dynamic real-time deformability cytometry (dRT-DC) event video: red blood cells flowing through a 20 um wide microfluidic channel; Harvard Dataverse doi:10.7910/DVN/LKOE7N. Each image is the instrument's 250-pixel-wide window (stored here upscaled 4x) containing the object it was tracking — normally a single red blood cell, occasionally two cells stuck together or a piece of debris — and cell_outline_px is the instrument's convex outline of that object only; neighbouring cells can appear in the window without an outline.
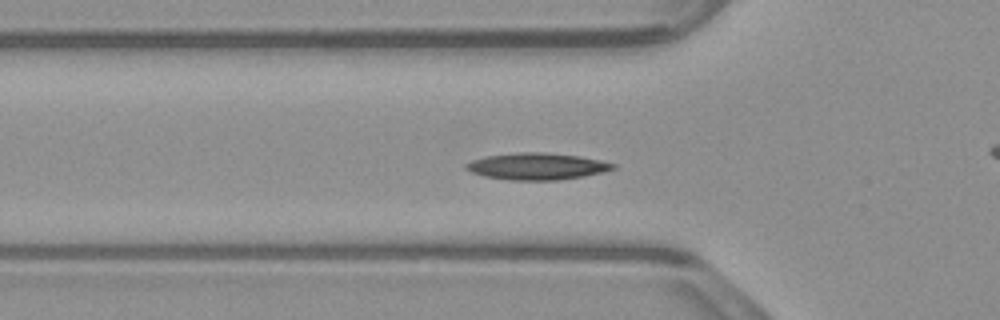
{"species": "common noctule bat (a hibernating species)", "species_latin": "Nyctalus noctula", "temperature_condition": "warm", "stored_images_in_passage": 54, "camera_frame_rate_fps": 3000, "um_per_image_px": 0.085, "animal": {"sex": "male", "body_mass_g": 23.1, "forearm_length_mm": 52.7}, "frame": {"image": 1, "passage_image": 17, "time_ms": 5.333, "image_size_px": [1000, 320], "cell_outline_px": [[616, 168], [604, 172], [584, 176], [556, 180], [508, 180], [484, 176], [472, 172], [464, 168], [464, 164], [472, 160], [484, 156], [520, 152], [540, 152], [580, 156], [600, 160], [616, 164]], "centroid_in_image_um": [45.63, 14.14], "position_along_channel_um": 80.2, "area_um2": 22.95}}
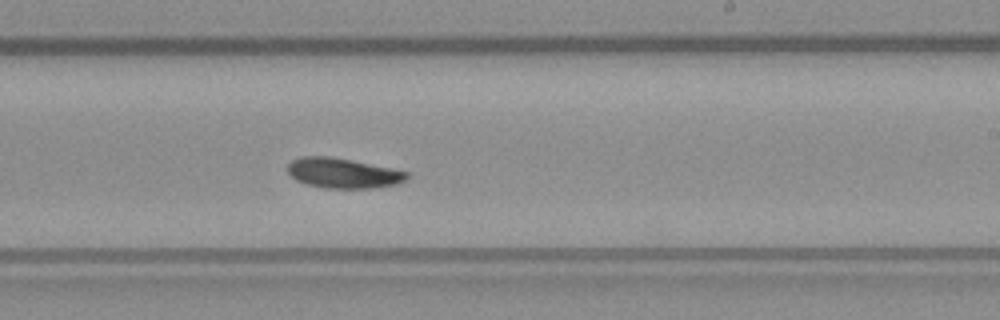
{"frame": {"image": 2, "passage_image": 31, "time_ms": 10.0, "image_size_px": [1000, 320], "cell_outline_px": [[408, 176], [404, 180], [396, 184], [372, 188], [324, 188], [308, 184], [296, 180], [288, 172], [288, 164], [292, 160], [300, 156], [328, 156], [392, 168], [408, 172]], "centroid_in_image_um": [29.13, 14.71], "position_along_channel_um": 259.9, "area_um2": 20.63}}
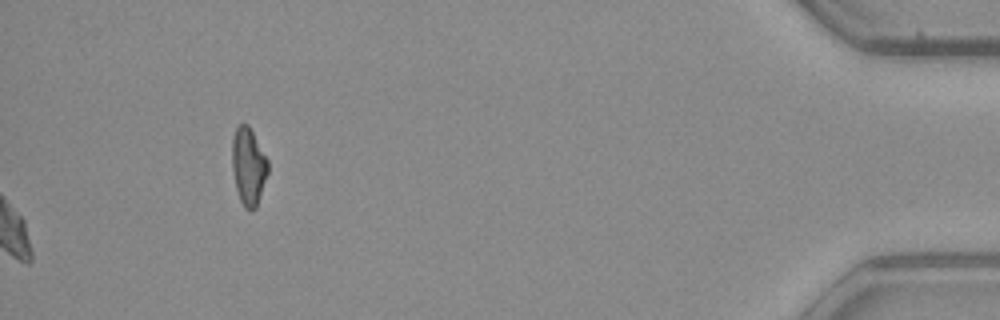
{"frame": {"image": 3, "passage_image": 54, "time_ms": 17.667, "image_size_px": [1000, 320], "cell_outline_px": [[268, 172], [256, 208], [252, 212], [244, 208], [240, 200], [236, 188], [232, 168], [232, 140], [236, 128], [240, 124], [248, 124], [268, 160]], "centroid_in_image_um": [21.11, 14.16], "position_along_channel_um": 414.1, "area_um2": 16.13}}